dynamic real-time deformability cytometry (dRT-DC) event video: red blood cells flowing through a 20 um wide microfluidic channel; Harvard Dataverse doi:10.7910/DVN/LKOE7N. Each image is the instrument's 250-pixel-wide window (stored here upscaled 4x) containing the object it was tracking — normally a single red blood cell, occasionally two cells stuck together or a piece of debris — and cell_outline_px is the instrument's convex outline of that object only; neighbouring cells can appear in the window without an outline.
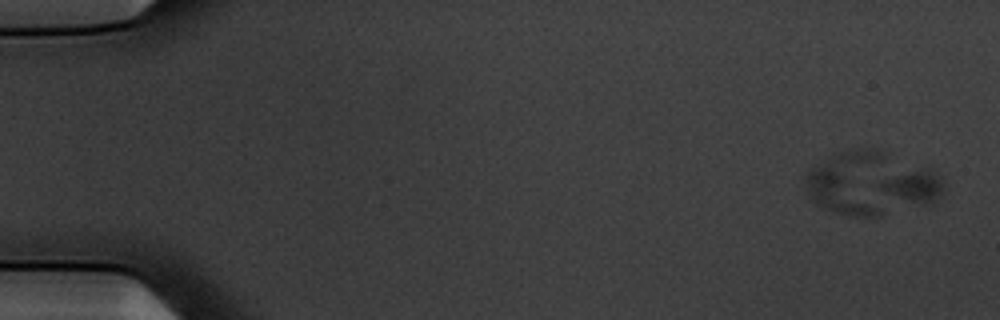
{"species": "common noctule bat (a hibernating species)", "species_latin": "Nyctalus noctula", "temperature_condition": "warm", "stored_images_in_passage": 4, "camera_frame_rate_fps": 3000, "um_per_image_px": 0.085, "animal": {"sex": "male", "body_mass_g": 20.1, "forearm_length_mm": 53.5}, "frame": {"image": 1, "passage_image": 1, "time_ms": 0.0, "image_size_px": [1000, 320], "cell_outline_px": [[944, 188], [940, 196], [932, 204], [924, 204], [876, 188], [876, 184], [880, 180], [920, 168], [932, 168], [944, 180]], "centroid_in_image_um": [77.78, 15.76], "position_along_channel_um": 7.2, "area_um2": 11.68}}